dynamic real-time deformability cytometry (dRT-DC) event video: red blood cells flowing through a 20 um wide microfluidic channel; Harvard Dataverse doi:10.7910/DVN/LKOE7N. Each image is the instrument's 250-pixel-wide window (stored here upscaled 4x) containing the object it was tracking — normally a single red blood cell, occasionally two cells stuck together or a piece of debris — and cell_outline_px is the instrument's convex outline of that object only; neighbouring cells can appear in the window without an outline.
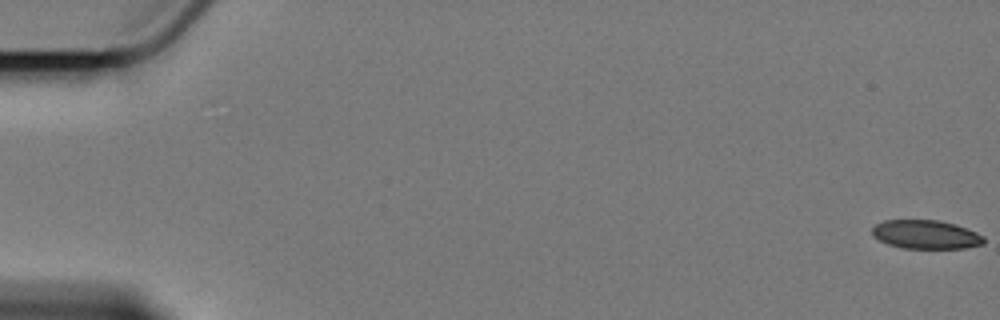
{"species": "Egyptian fruit bat (a non-hibernating species)", "species_latin": "Rousettus aegyptiacus", "temperature_condition": "cold", "stored_images_in_passage": 5, "camera_frame_rate_fps": 3000, "um_per_image_px": 0.085, "animal": {"sex": "female"}, "frame": {"image": 1, "passage_image": 1, "time_ms": 0.0, "image_size_px": [1000, 320], "cell_outline_px": [[984, 244], [964, 248], [904, 248], [888, 244], [872, 236], [872, 228], [876, 224], [884, 220], [936, 220], [956, 224], [976, 232], [984, 236]], "centroid_in_image_um": [78.7, 19.93], "position_along_channel_um": 6.3, "area_um2": 18.67}}